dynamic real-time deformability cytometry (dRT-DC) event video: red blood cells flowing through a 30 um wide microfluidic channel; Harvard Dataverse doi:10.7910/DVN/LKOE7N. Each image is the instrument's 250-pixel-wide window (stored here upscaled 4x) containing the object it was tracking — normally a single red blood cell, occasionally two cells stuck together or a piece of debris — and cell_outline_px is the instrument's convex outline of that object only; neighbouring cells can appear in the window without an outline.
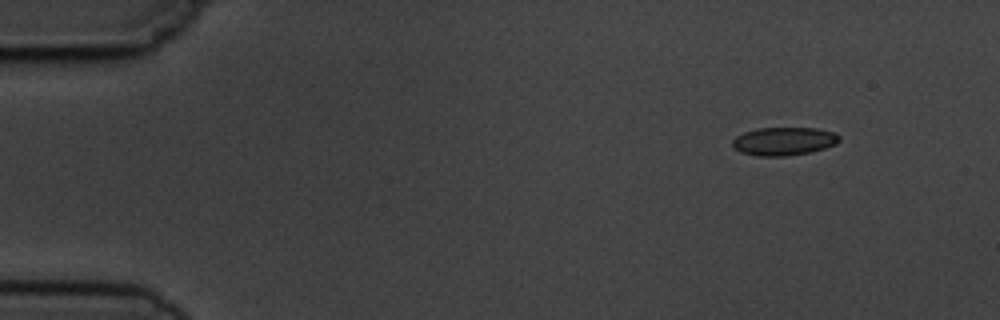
{"species": "common noctule bat (a hibernating species)", "species_latin": "Nyctalus noctula", "temperature_condition": "cold", "stored_images_in_passage": 4, "camera_frame_rate_fps": 3000, "um_per_image_px": 0.085, "animal": {"sex": "male", "body_mass_g": 19.5, "forearm_length_mm": 54.6}, "frame": {"image": 1, "passage_image": 1, "time_ms": 0.0, "image_size_px": [1000, 320], "cell_outline_px": [[840, 140], [836, 144], [812, 152], [788, 156], [756, 156], [740, 152], [732, 148], [732, 140], [736, 136], [744, 132], [756, 128], [816, 128], [836, 132], [840, 136]], "centroid_in_image_um": [66.62, 12.01], "position_along_channel_um": 18.4, "area_um2": 17.86}}
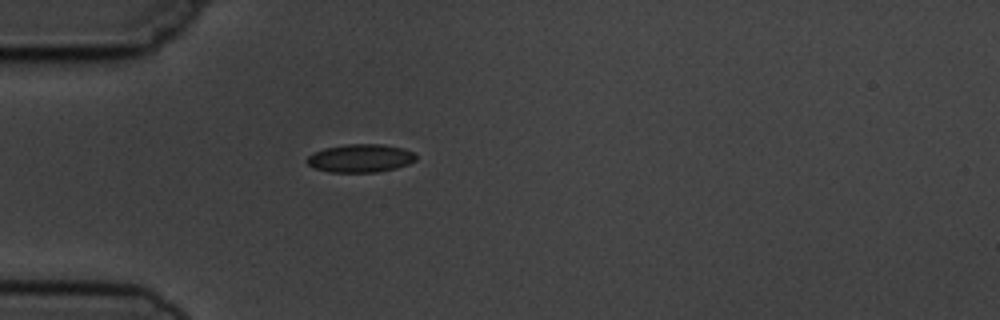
{"frame": {"image": 2, "passage_image": 4, "time_ms": 3.333, "image_size_px": [1000, 320], "cell_outline_px": [[416, 160], [408, 164], [396, 168], [376, 172], [328, 172], [316, 168], [308, 164], [304, 160], [312, 152], [324, 148], [344, 144], [380, 144], [404, 148], [412, 152], [416, 156]], "centroid_in_image_um": [30.6, 13.44], "position_along_channel_um": 54.4, "area_um2": 17.98}}